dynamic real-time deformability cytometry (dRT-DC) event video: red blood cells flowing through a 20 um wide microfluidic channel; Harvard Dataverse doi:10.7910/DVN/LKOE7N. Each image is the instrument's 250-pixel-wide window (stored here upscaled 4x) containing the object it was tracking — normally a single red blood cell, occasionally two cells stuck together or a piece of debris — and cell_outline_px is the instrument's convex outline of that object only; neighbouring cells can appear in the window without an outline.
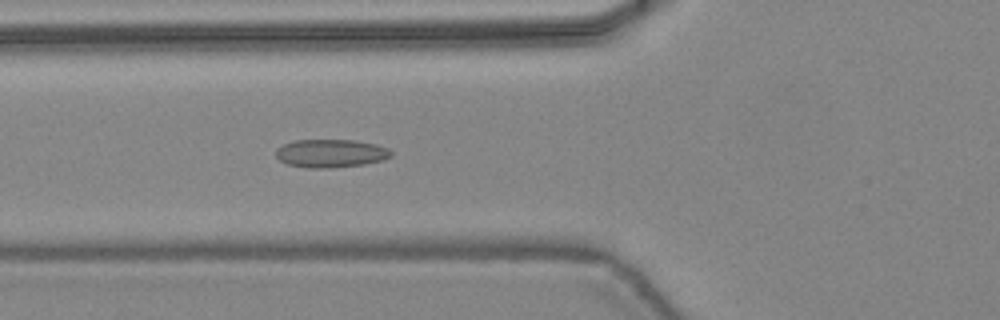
{"species": "common noctule bat (a hibernating species)", "species_latin": "Nyctalus noctula", "temperature_condition": "warm", "stored_images_in_passage": 46, "camera_frame_rate_fps": 3000, "um_per_image_px": 0.085, "animal": {"sex": "female", "body_mass_g": 24.6, "forearm_length_mm": 56.2}, "frame": {"image": 1, "passage_image": 19, "time_ms": 6.0, "image_size_px": [1000, 320], "cell_outline_px": [[392, 156], [384, 160], [364, 164], [328, 168], [308, 168], [288, 164], [280, 160], [276, 156], [276, 148], [284, 144], [296, 140], [356, 140], [376, 144], [388, 148], [392, 152]], "centroid_in_image_um": [28.14, 13.03], "position_along_channel_um": 97.7, "area_um2": 18.96}}
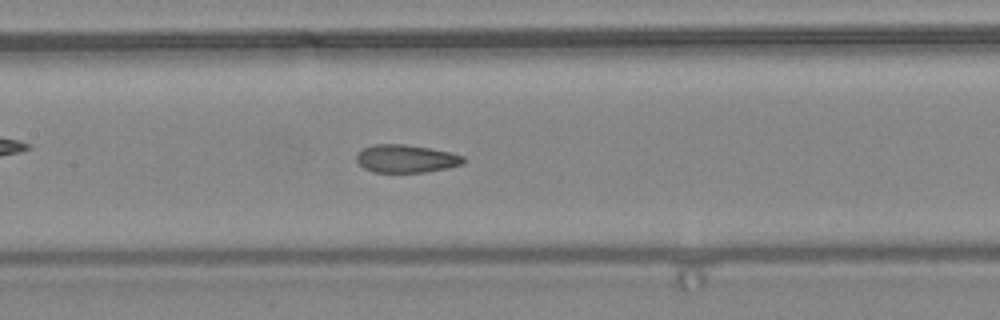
{"frame": {"image": 2, "passage_image": 24, "time_ms": 7.667, "image_size_px": [1000, 320], "cell_outline_px": [[464, 164], [448, 168], [424, 172], [372, 172], [364, 168], [356, 160], [356, 156], [364, 148], [372, 144], [404, 144], [432, 148], [464, 156]], "centroid_in_image_um": [34.53, 13.48], "position_along_channel_um": 172.9, "area_um2": 17.4}}
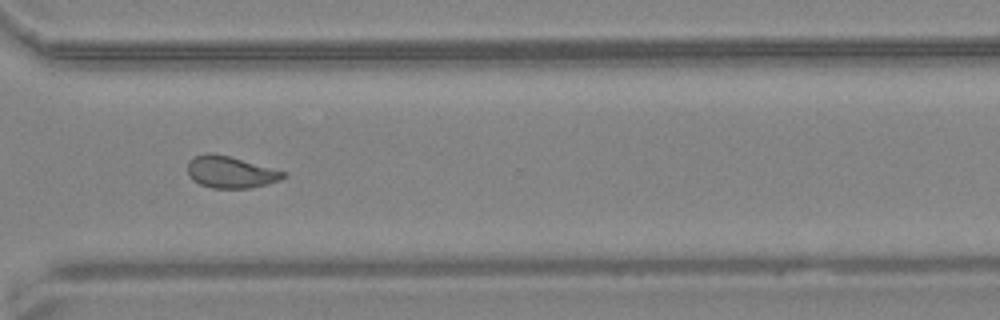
{"frame": {"image": 3, "passage_image": 36, "time_ms": 11.667, "image_size_px": [1000, 320], "cell_outline_px": [[288, 176], [280, 180], [248, 188], [212, 188], [200, 184], [192, 180], [188, 176], [188, 160], [196, 156], [208, 152], [212, 152], [228, 156], [284, 172]], "centroid_in_image_um": [19.53, 14.63], "position_along_channel_um": 351.1, "area_um2": 17.46}, "authors_computed_cell_mechanics": {"area_um2": 18.2359, "velocity_mm_per_s": 4.4688, "shape_relaxation_time_tau1_ms": 10.2892, "shape_relaxation_time_tau2_ms": 1.19, "deformation_change_tau1": 0.2416, "deformation_change_tau2": 0.0813}}